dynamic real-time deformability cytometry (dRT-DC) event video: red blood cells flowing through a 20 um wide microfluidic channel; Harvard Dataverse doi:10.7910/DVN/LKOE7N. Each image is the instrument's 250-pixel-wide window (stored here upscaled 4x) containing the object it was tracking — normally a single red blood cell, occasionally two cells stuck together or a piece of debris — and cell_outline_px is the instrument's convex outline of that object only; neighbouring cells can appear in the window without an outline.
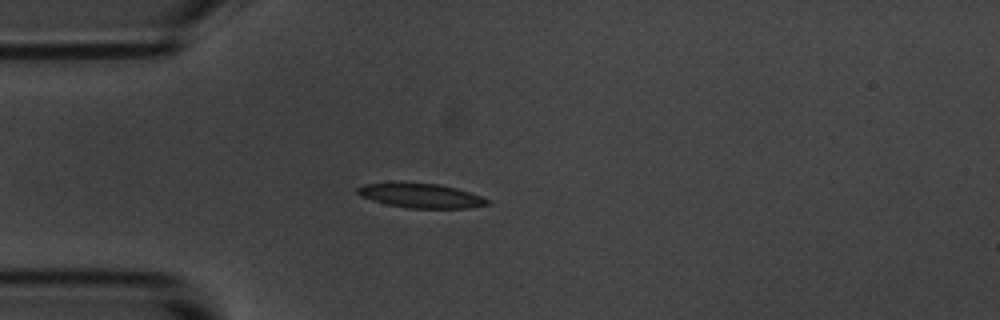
{"species": "common noctule bat (a hibernating species)", "species_latin": "Nyctalus noctula", "temperature_condition": "room temperature", "stored_images_in_passage": 9, "camera_frame_rate_fps": 3000, "um_per_image_px": 0.085, "animal": {"sex": "male", "body_mass_g": 20.1, "forearm_length_mm": 53.5}, "frame": {"image": 1, "passage_image": 4, "time_ms": 3.667, "image_size_px": [1000, 320], "cell_outline_px": [[492, 204], [468, 208], [408, 208], [384, 204], [360, 196], [356, 192], [356, 188], [364, 184], [400, 180], [440, 184], [456, 188], [480, 196], [488, 200]], "centroid_in_image_um": [35.69, 16.59], "position_along_channel_um": 49.3, "area_um2": 19.13}}
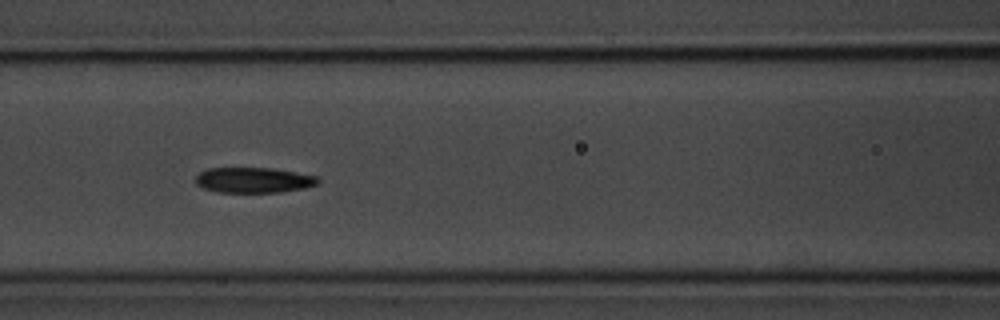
{"frame": {"image": 2, "passage_image": 7, "time_ms": 6.667, "image_size_px": [1000, 320], "cell_outline_px": [[320, 180], [316, 184], [304, 188], [284, 192], [216, 192], [204, 188], [196, 184], [196, 176], [200, 172], [208, 168], [272, 168], [296, 172], [316, 176]], "centroid_in_image_um": [21.55, 15.31], "position_along_channel_um": 145.0, "area_um2": 18.09}}
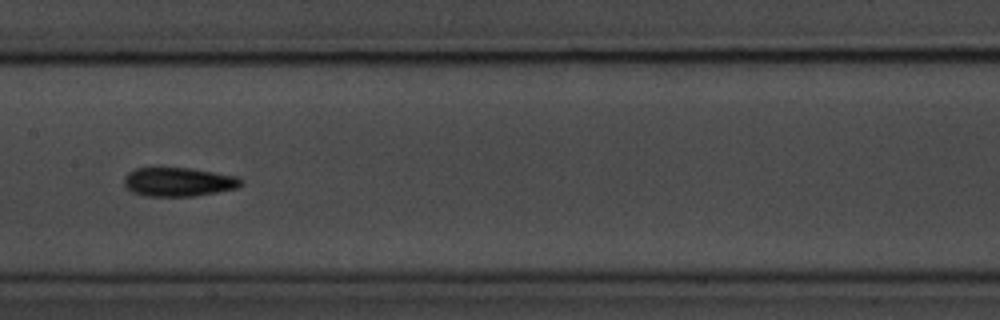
{"frame": {"image": 3, "passage_image": 8, "time_ms": 8.0, "image_size_px": [1000, 320], "cell_outline_px": [[244, 184], [236, 188], [216, 192], [192, 196], [144, 196], [132, 192], [124, 184], [124, 176], [128, 172], [136, 168], [192, 168], [236, 176], [244, 180]], "centroid_in_image_um": [15.18, 15.46], "position_along_channel_um": 192.2, "area_um2": 19.71}}